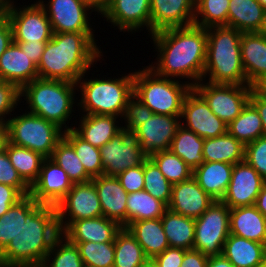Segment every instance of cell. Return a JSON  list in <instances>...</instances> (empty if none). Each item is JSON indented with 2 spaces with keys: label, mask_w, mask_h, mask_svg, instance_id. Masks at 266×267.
<instances>
[{
  "label": "cell",
  "mask_w": 266,
  "mask_h": 267,
  "mask_svg": "<svg viewBox=\"0 0 266 267\" xmlns=\"http://www.w3.org/2000/svg\"><path fill=\"white\" fill-rule=\"evenodd\" d=\"M214 201L192 177L187 181L172 185L168 209L183 216L197 219Z\"/></svg>",
  "instance_id": "44dd1931"
},
{
  "label": "cell",
  "mask_w": 266,
  "mask_h": 267,
  "mask_svg": "<svg viewBox=\"0 0 266 267\" xmlns=\"http://www.w3.org/2000/svg\"><path fill=\"white\" fill-rule=\"evenodd\" d=\"M150 37L157 51V61L148 67L157 75L188 80L187 83L192 87L202 81L207 29L196 25L169 28L153 33Z\"/></svg>",
  "instance_id": "6da1fadb"
},
{
  "label": "cell",
  "mask_w": 266,
  "mask_h": 267,
  "mask_svg": "<svg viewBox=\"0 0 266 267\" xmlns=\"http://www.w3.org/2000/svg\"><path fill=\"white\" fill-rule=\"evenodd\" d=\"M230 0H196L194 25L205 29L227 26Z\"/></svg>",
  "instance_id": "b9f144b4"
},
{
  "label": "cell",
  "mask_w": 266,
  "mask_h": 267,
  "mask_svg": "<svg viewBox=\"0 0 266 267\" xmlns=\"http://www.w3.org/2000/svg\"><path fill=\"white\" fill-rule=\"evenodd\" d=\"M161 221L170 247L193 249L195 219L167 209L161 217Z\"/></svg>",
  "instance_id": "d6a6232c"
},
{
  "label": "cell",
  "mask_w": 266,
  "mask_h": 267,
  "mask_svg": "<svg viewBox=\"0 0 266 267\" xmlns=\"http://www.w3.org/2000/svg\"><path fill=\"white\" fill-rule=\"evenodd\" d=\"M17 202H0V217L6 213Z\"/></svg>",
  "instance_id": "003e7915"
},
{
  "label": "cell",
  "mask_w": 266,
  "mask_h": 267,
  "mask_svg": "<svg viewBox=\"0 0 266 267\" xmlns=\"http://www.w3.org/2000/svg\"><path fill=\"white\" fill-rule=\"evenodd\" d=\"M218 118L229 125L249 102L252 86L213 84L204 80L193 87Z\"/></svg>",
  "instance_id": "8fae6325"
},
{
  "label": "cell",
  "mask_w": 266,
  "mask_h": 267,
  "mask_svg": "<svg viewBox=\"0 0 266 267\" xmlns=\"http://www.w3.org/2000/svg\"><path fill=\"white\" fill-rule=\"evenodd\" d=\"M76 244L81 259L90 267H113L114 265V241L105 243L72 242Z\"/></svg>",
  "instance_id": "f6af8a7d"
},
{
  "label": "cell",
  "mask_w": 266,
  "mask_h": 267,
  "mask_svg": "<svg viewBox=\"0 0 266 267\" xmlns=\"http://www.w3.org/2000/svg\"><path fill=\"white\" fill-rule=\"evenodd\" d=\"M206 267H235L223 254L210 256Z\"/></svg>",
  "instance_id": "94428289"
},
{
  "label": "cell",
  "mask_w": 266,
  "mask_h": 267,
  "mask_svg": "<svg viewBox=\"0 0 266 267\" xmlns=\"http://www.w3.org/2000/svg\"><path fill=\"white\" fill-rule=\"evenodd\" d=\"M126 226L135 221L161 218L168 206L142 190L128 193L126 200Z\"/></svg>",
  "instance_id": "836d02e7"
},
{
  "label": "cell",
  "mask_w": 266,
  "mask_h": 267,
  "mask_svg": "<svg viewBox=\"0 0 266 267\" xmlns=\"http://www.w3.org/2000/svg\"><path fill=\"white\" fill-rule=\"evenodd\" d=\"M38 204L30 195L24 196L0 217V253L16 237L26 216Z\"/></svg>",
  "instance_id": "8d00e7d4"
},
{
  "label": "cell",
  "mask_w": 266,
  "mask_h": 267,
  "mask_svg": "<svg viewBox=\"0 0 266 267\" xmlns=\"http://www.w3.org/2000/svg\"><path fill=\"white\" fill-rule=\"evenodd\" d=\"M37 78V66L17 43L12 42L0 56V80L14 83L21 90Z\"/></svg>",
  "instance_id": "cb8c5ba5"
},
{
  "label": "cell",
  "mask_w": 266,
  "mask_h": 267,
  "mask_svg": "<svg viewBox=\"0 0 266 267\" xmlns=\"http://www.w3.org/2000/svg\"><path fill=\"white\" fill-rule=\"evenodd\" d=\"M56 210L61 233L73 221L103 216L100 200L92 180L74 183L66 196L56 205Z\"/></svg>",
  "instance_id": "7c38bea8"
},
{
  "label": "cell",
  "mask_w": 266,
  "mask_h": 267,
  "mask_svg": "<svg viewBox=\"0 0 266 267\" xmlns=\"http://www.w3.org/2000/svg\"><path fill=\"white\" fill-rule=\"evenodd\" d=\"M103 216L126 227V200L128 193L116 176L100 175L93 177Z\"/></svg>",
  "instance_id": "7402d4cb"
},
{
  "label": "cell",
  "mask_w": 266,
  "mask_h": 267,
  "mask_svg": "<svg viewBox=\"0 0 266 267\" xmlns=\"http://www.w3.org/2000/svg\"><path fill=\"white\" fill-rule=\"evenodd\" d=\"M9 143V129L7 123H0V151L5 150Z\"/></svg>",
  "instance_id": "be15d7a7"
},
{
  "label": "cell",
  "mask_w": 266,
  "mask_h": 267,
  "mask_svg": "<svg viewBox=\"0 0 266 267\" xmlns=\"http://www.w3.org/2000/svg\"><path fill=\"white\" fill-rule=\"evenodd\" d=\"M10 22L13 42H48L53 35L45 9L36 0L30 5H13L5 15Z\"/></svg>",
  "instance_id": "4fadbf2b"
},
{
  "label": "cell",
  "mask_w": 266,
  "mask_h": 267,
  "mask_svg": "<svg viewBox=\"0 0 266 267\" xmlns=\"http://www.w3.org/2000/svg\"><path fill=\"white\" fill-rule=\"evenodd\" d=\"M186 251L182 248L168 247L154 260L159 267H181Z\"/></svg>",
  "instance_id": "f5cc1de1"
},
{
  "label": "cell",
  "mask_w": 266,
  "mask_h": 267,
  "mask_svg": "<svg viewBox=\"0 0 266 267\" xmlns=\"http://www.w3.org/2000/svg\"><path fill=\"white\" fill-rule=\"evenodd\" d=\"M68 175L71 182L84 183L92 180L77 156L73 146L63 137L50 157Z\"/></svg>",
  "instance_id": "ab89813d"
},
{
  "label": "cell",
  "mask_w": 266,
  "mask_h": 267,
  "mask_svg": "<svg viewBox=\"0 0 266 267\" xmlns=\"http://www.w3.org/2000/svg\"><path fill=\"white\" fill-rule=\"evenodd\" d=\"M21 90L14 84L0 80V123H7L18 104L23 100ZM8 115V119H7Z\"/></svg>",
  "instance_id": "c3c4849f"
},
{
  "label": "cell",
  "mask_w": 266,
  "mask_h": 267,
  "mask_svg": "<svg viewBox=\"0 0 266 267\" xmlns=\"http://www.w3.org/2000/svg\"><path fill=\"white\" fill-rule=\"evenodd\" d=\"M204 139L180 125L173 138L170 150L179 156L191 169L202 165Z\"/></svg>",
  "instance_id": "d590c367"
},
{
  "label": "cell",
  "mask_w": 266,
  "mask_h": 267,
  "mask_svg": "<svg viewBox=\"0 0 266 267\" xmlns=\"http://www.w3.org/2000/svg\"><path fill=\"white\" fill-rule=\"evenodd\" d=\"M76 244L60 234L47 253L41 267H83Z\"/></svg>",
  "instance_id": "60d3db41"
},
{
  "label": "cell",
  "mask_w": 266,
  "mask_h": 267,
  "mask_svg": "<svg viewBox=\"0 0 266 267\" xmlns=\"http://www.w3.org/2000/svg\"><path fill=\"white\" fill-rule=\"evenodd\" d=\"M153 114L154 113L150 108L143 104L139 98L133 94L125 106V111L122 116L125 125L122 127H125L127 130L135 131Z\"/></svg>",
  "instance_id": "7dc6e473"
},
{
  "label": "cell",
  "mask_w": 266,
  "mask_h": 267,
  "mask_svg": "<svg viewBox=\"0 0 266 267\" xmlns=\"http://www.w3.org/2000/svg\"><path fill=\"white\" fill-rule=\"evenodd\" d=\"M122 226L104 216L73 221L61 234L70 242L105 243L115 241Z\"/></svg>",
  "instance_id": "603a6c76"
},
{
  "label": "cell",
  "mask_w": 266,
  "mask_h": 267,
  "mask_svg": "<svg viewBox=\"0 0 266 267\" xmlns=\"http://www.w3.org/2000/svg\"><path fill=\"white\" fill-rule=\"evenodd\" d=\"M140 267H159L154 259H147Z\"/></svg>",
  "instance_id": "89a4df30"
},
{
  "label": "cell",
  "mask_w": 266,
  "mask_h": 267,
  "mask_svg": "<svg viewBox=\"0 0 266 267\" xmlns=\"http://www.w3.org/2000/svg\"><path fill=\"white\" fill-rule=\"evenodd\" d=\"M230 235V208L221 200H215L201 216L195 219L193 250L204 255H221L224 243Z\"/></svg>",
  "instance_id": "9c48e42d"
},
{
  "label": "cell",
  "mask_w": 266,
  "mask_h": 267,
  "mask_svg": "<svg viewBox=\"0 0 266 267\" xmlns=\"http://www.w3.org/2000/svg\"><path fill=\"white\" fill-rule=\"evenodd\" d=\"M48 1L38 0L46 11L53 33L96 31L90 24L92 18H89L94 11L81 0Z\"/></svg>",
  "instance_id": "5bb4252c"
},
{
  "label": "cell",
  "mask_w": 266,
  "mask_h": 267,
  "mask_svg": "<svg viewBox=\"0 0 266 267\" xmlns=\"http://www.w3.org/2000/svg\"><path fill=\"white\" fill-rule=\"evenodd\" d=\"M205 162H224L232 165L245 160V145L228 132L218 137L204 139Z\"/></svg>",
  "instance_id": "f546056e"
},
{
  "label": "cell",
  "mask_w": 266,
  "mask_h": 267,
  "mask_svg": "<svg viewBox=\"0 0 266 267\" xmlns=\"http://www.w3.org/2000/svg\"><path fill=\"white\" fill-rule=\"evenodd\" d=\"M5 150L12 166L17 170L21 179L31 188L39 178L45 157L38 152L11 144L10 142Z\"/></svg>",
  "instance_id": "e575fe53"
},
{
  "label": "cell",
  "mask_w": 266,
  "mask_h": 267,
  "mask_svg": "<svg viewBox=\"0 0 266 267\" xmlns=\"http://www.w3.org/2000/svg\"><path fill=\"white\" fill-rule=\"evenodd\" d=\"M78 127L73 126V131L84 141L92 146L101 148L110 141L122 128L113 115H86L81 114ZM117 120V121H116Z\"/></svg>",
  "instance_id": "484cf974"
},
{
  "label": "cell",
  "mask_w": 266,
  "mask_h": 267,
  "mask_svg": "<svg viewBox=\"0 0 266 267\" xmlns=\"http://www.w3.org/2000/svg\"><path fill=\"white\" fill-rule=\"evenodd\" d=\"M257 1L262 5L264 10H266V0H257Z\"/></svg>",
  "instance_id": "8c879c8a"
},
{
  "label": "cell",
  "mask_w": 266,
  "mask_h": 267,
  "mask_svg": "<svg viewBox=\"0 0 266 267\" xmlns=\"http://www.w3.org/2000/svg\"><path fill=\"white\" fill-rule=\"evenodd\" d=\"M181 125L203 139L218 137L227 132V124L218 118L205 99L192 87L184 98ZM185 121V122H184Z\"/></svg>",
  "instance_id": "9a60e30c"
},
{
  "label": "cell",
  "mask_w": 266,
  "mask_h": 267,
  "mask_svg": "<svg viewBox=\"0 0 266 267\" xmlns=\"http://www.w3.org/2000/svg\"><path fill=\"white\" fill-rule=\"evenodd\" d=\"M127 228L141 245L148 259H154L169 246L161 218L129 223Z\"/></svg>",
  "instance_id": "f1b7e54d"
},
{
  "label": "cell",
  "mask_w": 266,
  "mask_h": 267,
  "mask_svg": "<svg viewBox=\"0 0 266 267\" xmlns=\"http://www.w3.org/2000/svg\"><path fill=\"white\" fill-rule=\"evenodd\" d=\"M14 4V0H0V14L6 15Z\"/></svg>",
  "instance_id": "03108f58"
},
{
  "label": "cell",
  "mask_w": 266,
  "mask_h": 267,
  "mask_svg": "<svg viewBox=\"0 0 266 267\" xmlns=\"http://www.w3.org/2000/svg\"><path fill=\"white\" fill-rule=\"evenodd\" d=\"M252 89L262 98L266 99V76L259 79Z\"/></svg>",
  "instance_id": "e7e4bbea"
},
{
  "label": "cell",
  "mask_w": 266,
  "mask_h": 267,
  "mask_svg": "<svg viewBox=\"0 0 266 267\" xmlns=\"http://www.w3.org/2000/svg\"><path fill=\"white\" fill-rule=\"evenodd\" d=\"M208 258V256L204 255L200 251L193 249L187 250L184 254L181 267H206Z\"/></svg>",
  "instance_id": "9f6ffc18"
},
{
  "label": "cell",
  "mask_w": 266,
  "mask_h": 267,
  "mask_svg": "<svg viewBox=\"0 0 266 267\" xmlns=\"http://www.w3.org/2000/svg\"><path fill=\"white\" fill-rule=\"evenodd\" d=\"M76 90V83L37 78L21 89L20 97H24L28 105L26 111H30L27 112L51 121L67 131L73 129L67 125L75 111L73 104L76 101Z\"/></svg>",
  "instance_id": "5b68a950"
},
{
  "label": "cell",
  "mask_w": 266,
  "mask_h": 267,
  "mask_svg": "<svg viewBox=\"0 0 266 267\" xmlns=\"http://www.w3.org/2000/svg\"><path fill=\"white\" fill-rule=\"evenodd\" d=\"M17 43L20 48L24 51V53H26L28 55V57L30 58V60L36 65L38 66L41 57H42V53L45 50L46 47V43L47 42H39V41H35V42H15Z\"/></svg>",
  "instance_id": "db71d44e"
},
{
  "label": "cell",
  "mask_w": 266,
  "mask_h": 267,
  "mask_svg": "<svg viewBox=\"0 0 266 267\" xmlns=\"http://www.w3.org/2000/svg\"><path fill=\"white\" fill-rule=\"evenodd\" d=\"M249 102L256 108L262 121V136L266 137V99L260 97L253 89L249 97Z\"/></svg>",
  "instance_id": "6f0895ef"
},
{
  "label": "cell",
  "mask_w": 266,
  "mask_h": 267,
  "mask_svg": "<svg viewBox=\"0 0 266 267\" xmlns=\"http://www.w3.org/2000/svg\"><path fill=\"white\" fill-rule=\"evenodd\" d=\"M102 16L120 32L133 34L145 27L150 33V0H110Z\"/></svg>",
  "instance_id": "d6986e66"
},
{
  "label": "cell",
  "mask_w": 266,
  "mask_h": 267,
  "mask_svg": "<svg viewBox=\"0 0 266 267\" xmlns=\"http://www.w3.org/2000/svg\"><path fill=\"white\" fill-rule=\"evenodd\" d=\"M13 34L9 20L5 15L0 17V56L12 44Z\"/></svg>",
  "instance_id": "11a10c76"
},
{
  "label": "cell",
  "mask_w": 266,
  "mask_h": 267,
  "mask_svg": "<svg viewBox=\"0 0 266 267\" xmlns=\"http://www.w3.org/2000/svg\"><path fill=\"white\" fill-rule=\"evenodd\" d=\"M265 244L230 234L226 239L222 254L235 267H260Z\"/></svg>",
  "instance_id": "4dcf8cb0"
},
{
  "label": "cell",
  "mask_w": 266,
  "mask_h": 267,
  "mask_svg": "<svg viewBox=\"0 0 266 267\" xmlns=\"http://www.w3.org/2000/svg\"><path fill=\"white\" fill-rule=\"evenodd\" d=\"M260 267H266V244H265L263 252H262V259H261V266Z\"/></svg>",
  "instance_id": "2644e50d"
},
{
  "label": "cell",
  "mask_w": 266,
  "mask_h": 267,
  "mask_svg": "<svg viewBox=\"0 0 266 267\" xmlns=\"http://www.w3.org/2000/svg\"><path fill=\"white\" fill-rule=\"evenodd\" d=\"M116 177L127 193L142 191L144 189V162L121 172Z\"/></svg>",
  "instance_id": "816d5d0a"
},
{
  "label": "cell",
  "mask_w": 266,
  "mask_h": 267,
  "mask_svg": "<svg viewBox=\"0 0 266 267\" xmlns=\"http://www.w3.org/2000/svg\"><path fill=\"white\" fill-rule=\"evenodd\" d=\"M0 183L15 187L23 196L30 195V187L12 166L6 150L0 151Z\"/></svg>",
  "instance_id": "f907efd6"
},
{
  "label": "cell",
  "mask_w": 266,
  "mask_h": 267,
  "mask_svg": "<svg viewBox=\"0 0 266 267\" xmlns=\"http://www.w3.org/2000/svg\"><path fill=\"white\" fill-rule=\"evenodd\" d=\"M19 115V116H17ZM8 119L9 142L50 158L64 130L51 121L26 112Z\"/></svg>",
  "instance_id": "ba28073f"
},
{
  "label": "cell",
  "mask_w": 266,
  "mask_h": 267,
  "mask_svg": "<svg viewBox=\"0 0 266 267\" xmlns=\"http://www.w3.org/2000/svg\"><path fill=\"white\" fill-rule=\"evenodd\" d=\"M240 51L247 82L253 86L266 76V37L258 32H243Z\"/></svg>",
  "instance_id": "d4e9b609"
},
{
  "label": "cell",
  "mask_w": 266,
  "mask_h": 267,
  "mask_svg": "<svg viewBox=\"0 0 266 267\" xmlns=\"http://www.w3.org/2000/svg\"><path fill=\"white\" fill-rule=\"evenodd\" d=\"M63 137L73 146L86 172L92 178L103 175L100 148L84 141L72 129L64 131Z\"/></svg>",
  "instance_id": "ee69618b"
},
{
  "label": "cell",
  "mask_w": 266,
  "mask_h": 267,
  "mask_svg": "<svg viewBox=\"0 0 266 267\" xmlns=\"http://www.w3.org/2000/svg\"><path fill=\"white\" fill-rule=\"evenodd\" d=\"M245 161L266 181V137L245 145Z\"/></svg>",
  "instance_id": "681fc988"
},
{
  "label": "cell",
  "mask_w": 266,
  "mask_h": 267,
  "mask_svg": "<svg viewBox=\"0 0 266 267\" xmlns=\"http://www.w3.org/2000/svg\"><path fill=\"white\" fill-rule=\"evenodd\" d=\"M180 117L153 114L135 130L148 157L158 151L170 150L177 128L181 125Z\"/></svg>",
  "instance_id": "ffe728a7"
},
{
  "label": "cell",
  "mask_w": 266,
  "mask_h": 267,
  "mask_svg": "<svg viewBox=\"0 0 266 267\" xmlns=\"http://www.w3.org/2000/svg\"><path fill=\"white\" fill-rule=\"evenodd\" d=\"M72 186L66 172L50 158H45L39 178L30 188V196L37 203L56 206Z\"/></svg>",
  "instance_id": "ac0fdd59"
},
{
  "label": "cell",
  "mask_w": 266,
  "mask_h": 267,
  "mask_svg": "<svg viewBox=\"0 0 266 267\" xmlns=\"http://www.w3.org/2000/svg\"><path fill=\"white\" fill-rule=\"evenodd\" d=\"M23 197L15 187L0 183V202H18Z\"/></svg>",
  "instance_id": "680465c9"
},
{
  "label": "cell",
  "mask_w": 266,
  "mask_h": 267,
  "mask_svg": "<svg viewBox=\"0 0 266 267\" xmlns=\"http://www.w3.org/2000/svg\"><path fill=\"white\" fill-rule=\"evenodd\" d=\"M258 33L266 37V10H264L262 24H261L260 29L258 30Z\"/></svg>",
  "instance_id": "a7ac6f4b"
},
{
  "label": "cell",
  "mask_w": 266,
  "mask_h": 267,
  "mask_svg": "<svg viewBox=\"0 0 266 267\" xmlns=\"http://www.w3.org/2000/svg\"><path fill=\"white\" fill-rule=\"evenodd\" d=\"M227 26L243 32H258L264 8L257 0H230Z\"/></svg>",
  "instance_id": "1f68e13d"
},
{
  "label": "cell",
  "mask_w": 266,
  "mask_h": 267,
  "mask_svg": "<svg viewBox=\"0 0 266 267\" xmlns=\"http://www.w3.org/2000/svg\"><path fill=\"white\" fill-rule=\"evenodd\" d=\"M196 0H150V34L194 25Z\"/></svg>",
  "instance_id": "e0dca14e"
},
{
  "label": "cell",
  "mask_w": 266,
  "mask_h": 267,
  "mask_svg": "<svg viewBox=\"0 0 266 267\" xmlns=\"http://www.w3.org/2000/svg\"><path fill=\"white\" fill-rule=\"evenodd\" d=\"M230 234L266 244V217L255 205L232 208Z\"/></svg>",
  "instance_id": "4316f807"
},
{
  "label": "cell",
  "mask_w": 266,
  "mask_h": 267,
  "mask_svg": "<svg viewBox=\"0 0 266 267\" xmlns=\"http://www.w3.org/2000/svg\"><path fill=\"white\" fill-rule=\"evenodd\" d=\"M83 3L88 5L97 15H102V13L107 9L110 0H81Z\"/></svg>",
  "instance_id": "91938a15"
},
{
  "label": "cell",
  "mask_w": 266,
  "mask_h": 267,
  "mask_svg": "<svg viewBox=\"0 0 266 267\" xmlns=\"http://www.w3.org/2000/svg\"><path fill=\"white\" fill-rule=\"evenodd\" d=\"M266 181L245 160L234 164L231 180L222 198L230 209L255 205L258 194Z\"/></svg>",
  "instance_id": "2e32d148"
},
{
  "label": "cell",
  "mask_w": 266,
  "mask_h": 267,
  "mask_svg": "<svg viewBox=\"0 0 266 267\" xmlns=\"http://www.w3.org/2000/svg\"><path fill=\"white\" fill-rule=\"evenodd\" d=\"M167 206L171 200L172 184L165 178L156 163L147 157L144 160V189Z\"/></svg>",
  "instance_id": "bcb514c9"
},
{
  "label": "cell",
  "mask_w": 266,
  "mask_h": 267,
  "mask_svg": "<svg viewBox=\"0 0 266 267\" xmlns=\"http://www.w3.org/2000/svg\"><path fill=\"white\" fill-rule=\"evenodd\" d=\"M94 35V32L53 33L37 66L39 78L77 83L103 56Z\"/></svg>",
  "instance_id": "7a4b0ae2"
},
{
  "label": "cell",
  "mask_w": 266,
  "mask_h": 267,
  "mask_svg": "<svg viewBox=\"0 0 266 267\" xmlns=\"http://www.w3.org/2000/svg\"><path fill=\"white\" fill-rule=\"evenodd\" d=\"M262 121L256 108L248 102L241 113L227 125V132L244 145L262 137Z\"/></svg>",
  "instance_id": "f35d334b"
},
{
  "label": "cell",
  "mask_w": 266,
  "mask_h": 267,
  "mask_svg": "<svg viewBox=\"0 0 266 267\" xmlns=\"http://www.w3.org/2000/svg\"><path fill=\"white\" fill-rule=\"evenodd\" d=\"M60 234L56 206L39 203L0 253V267L41 266Z\"/></svg>",
  "instance_id": "3957f363"
},
{
  "label": "cell",
  "mask_w": 266,
  "mask_h": 267,
  "mask_svg": "<svg viewBox=\"0 0 266 267\" xmlns=\"http://www.w3.org/2000/svg\"><path fill=\"white\" fill-rule=\"evenodd\" d=\"M88 72L84 73L76 83L80 89L77 91L81 92L77 106L79 105L86 115H113L122 119L127 101L133 95L134 72L130 71L125 76L113 79L109 77L88 79V76H85Z\"/></svg>",
  "instance_id": "8992f818"
},
{
  "label": "cell",
  "mask_w": 266,
  "mask_h": 267,
  "mask_svg": "<svg viewBox=\"0 0 266 267\" xmlns=\"http://www.w3.org/2000/svg\"><path fill=\"white\" fill-rule=\"evenodd\" d=\"M113 267H140L148 258L130 231L122 227L114 241Z\"/></svg>",
  "instance_id": "74e56055"
},
{
  "label": "cell",
  "mask_w": 266,
  "mask_h": 267,
  "mask_svg": "<svg viewBox=\"0 0 266 267\" xmlns=\"http://www.w3.org/2000/svg\"><path fill=\"white\" fill-rule=\"evenodd\" d=\"M234 165L224 162H204L193 170V178L214 200H222L228 189Z\"/></svg>",
  "instance_id": "83f0119b"
},
{
  "label": "cell",
  "mask_w": 266,
  "mask_h": 267,
  "mask_svg": "<svg viewBox=\"0 0 266 267\" xmlns=\"http://www.w3.org/2000/svg\"><path fill=\"white\" fill-rule=\"evenodd\" d=\"M242 32L229 26L207 28V51L203 79L213 84L249 85L243 68ZM206 76L209 78L206 80Z\"/></svg>",
  "instance_id": "277c9868"
},
{
  "label": "cell",
  "mask_w": 266,
  "mask_h": 267,
  "mask_svg": "<svg viewBox=\"0 0 266 267\" xmlns=\"http://www.w3.org/2000/svg\"><path fill=\"white\" fill-rule=\"evenodd\" d=\"M191 88L187 81L161 77L148 66L134 72L133 94L154 114L181 116L184 98Z\"/></svg>",
  "instance_id": "52a82bcc"
},
{
  "label": "cell",
  "mask_w": 266,
  "mask_h": 267,
  "mask_svg": "<svg viewBox=\"0 0 266 267\" xmlns=\"http://www.w3.org/2000/svg\"><path fill=\"white\" fill-rule=\"evenodd\" d=\"M149 157L156 163L172 185L187 181L193 177V169L171 150L158 151Z\"/></svg>",
  "instance_id": "7bdbcfd3"
},
{
  "label": "cell",
  "mask_w": 266,
  "mask_h": 267,
  "mask_svg": "<svg viewBox=\"0 0 266 267\" xmlns=\"http://www.w3.org/2000/svg\"><path fill=\"white\" fill-rule=\"evenodd\" d=\"M255 206L266 217V182L257 196Z\"/></svg>",
  "instance_id": "6125c7cd"
},
{
  "label": "cell",
  "mask_w": 266,
  "mask_h": 267,
  "mask_svg": "<svg viewBox=\"0 0 266 267\" xmlns=\"http://www.w3.org/2000/svg\"><path fill=\"white\" fill-rule=\"evenodd\" d=\"M103 175L117 176L125 170L141 165L148 157L142 150L135 131L122 127L110 141L100 148Z\"/></svg>",
  "instance_id": "30bf717a"
}]
</instances>
